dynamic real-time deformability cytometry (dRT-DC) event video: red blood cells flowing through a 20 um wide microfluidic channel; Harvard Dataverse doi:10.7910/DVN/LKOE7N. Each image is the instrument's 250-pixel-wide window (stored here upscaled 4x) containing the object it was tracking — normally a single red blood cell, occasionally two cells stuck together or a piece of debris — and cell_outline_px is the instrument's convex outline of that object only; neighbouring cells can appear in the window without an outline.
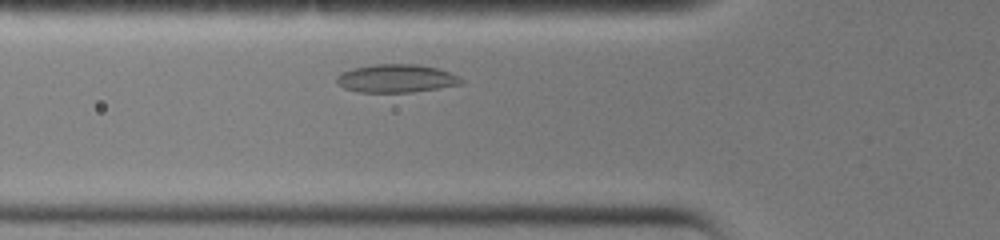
{"species": "common noctule bat (a hibernating species)", "species_latin": "Nyctalus noctula", "temperature_condition": "warm", "stored_images_in_passage": 23, "camera_frame_rate_fps": 3000, "um_per_image_px": 0.085, "animal": {"sex": "female", "body_mass_g": 19.0, "forearm_length_mm": 51.5}, "frame": {"image": 1, "passage_image": 4, "time_ms": 1.0, "image_size_px": [1000, 240], "cell_outline_px": [[464, 84], [440, 88], [412, 92], [360, 92], [344, 88], [336, 84], [336, 76], [340, 72], [352, 68], [376, 64], [420, 64], [452, 72], [460, 76], [464, 80]], "centroid_in_image_um": [33.71, 6.66], "position_along_channel_um": 92.1, "area_um2": 20.81}}
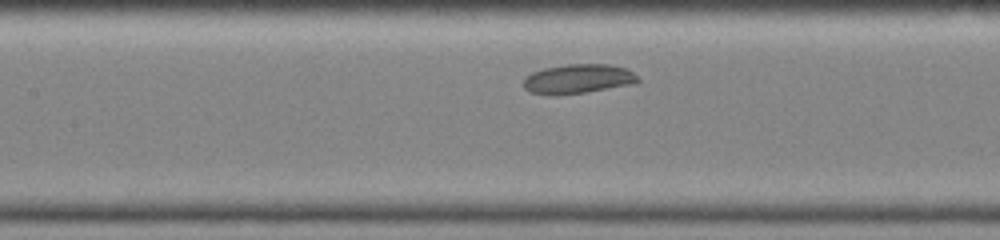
{"frame": {"image": 2, "passage_image": 8, "time_ms": 2.333, "image_size_px": [1000, 240], "cell_outline_px": [[640, 80], [636, 84], [584, 92], [528, 92], [524, 88], [524, 76], [532, 72], [544, 68], [564, 64], [612, 64], [628, 68]], "centroid_in_image_um": [49.2, 6.65], "position_along_channel_um": 158.2, "area_um2": 19.13}}
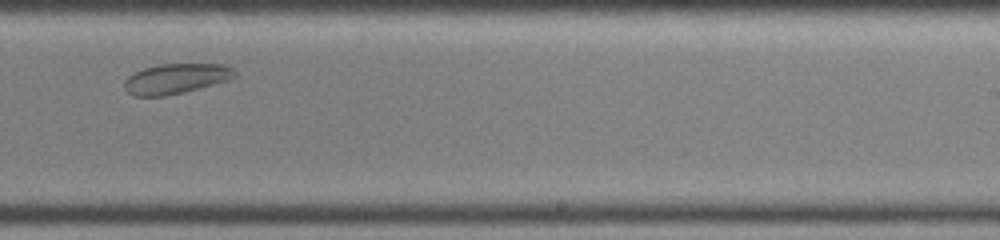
{"frame": {"image": 3, "passage_image": 15, "time_ms": 4.667, "image_size_px": [1000, 240], "cell_outline_px": [[236, 76], [228, 80], [200, 88], [184, 92], [164, 96], [132, 96], [124, 88], [124, 80], [128, 76], [144, 68], [160, 64], [228, 64], [236, 72]], "centroid_in_image_um": [14.96, 6.68], "position_along_channel_um": 274.0, "area_um2": 19.42}}